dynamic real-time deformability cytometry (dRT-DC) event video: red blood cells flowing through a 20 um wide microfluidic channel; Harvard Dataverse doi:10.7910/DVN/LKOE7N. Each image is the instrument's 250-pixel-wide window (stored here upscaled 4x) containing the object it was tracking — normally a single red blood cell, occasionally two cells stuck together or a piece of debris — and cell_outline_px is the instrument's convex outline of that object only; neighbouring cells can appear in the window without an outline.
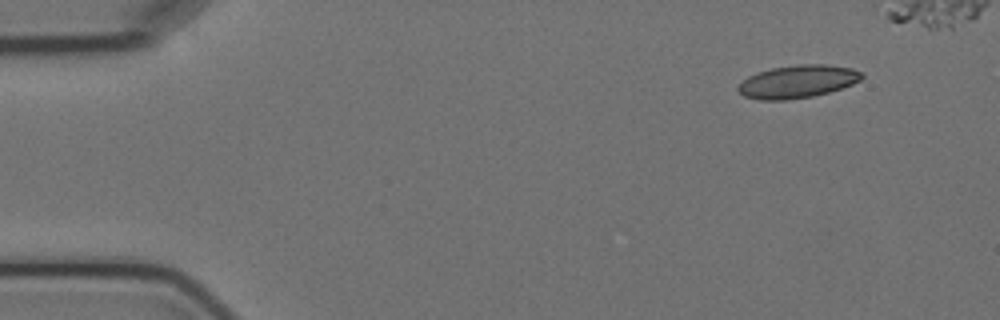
{"species": "Egyptian fruit bat (a non-hibernating species)", "species_latin": "Rousettus aegyptiacus", "temperature_condition": "cold", "stored_images_in_passage": 5, "segment_of_instrument_passage": [1, 2], "camera_frame_rate_fps": 3000, "um_per_image_px": 0.085, "animal": {"sex": "female"}, "frame": {"image": 1, "passage_image": 1, "time_ms": 0.0, "image_size_px": [1000, 320], "cell_outline_px": [[864, 76], [860, 80], [852, 84], [828, 92], [812, 96], [784, 100], [760, 100], [744, 96], [736, 88], [748, 76], [756, 72], [772, 68], [800, 64], [824, 64], [852, 68], [864, 72]], "centroid_in_image_um": [67.8, 6.92], "position_along_channel_um": 17.2, "area_um2": 23.58}}
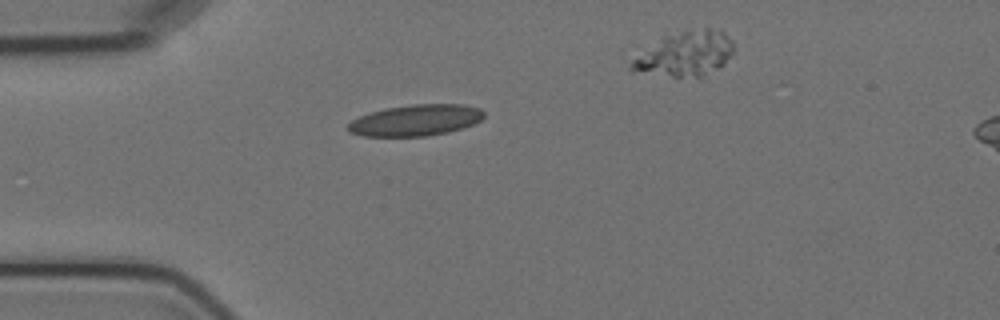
{"frame": {"image": 2, "passage_image": 4, "time_ms": 3.333, "image_size_px": [1000, 320], "cell_outline_px": [[484, 116], [480, 120], [472, 124], [448, 132], [428, 136], [364, 136], [348, 132], [348, 124], [352, 120], [360, 116], [372, 112], [388, 108], [412, 104], [464, 104], [480, 108], [484, 112]], "centroid_in_image_um": [35.34, 10.22], "position_along_channel_um": 49.7, "area_um2": 24.57}}